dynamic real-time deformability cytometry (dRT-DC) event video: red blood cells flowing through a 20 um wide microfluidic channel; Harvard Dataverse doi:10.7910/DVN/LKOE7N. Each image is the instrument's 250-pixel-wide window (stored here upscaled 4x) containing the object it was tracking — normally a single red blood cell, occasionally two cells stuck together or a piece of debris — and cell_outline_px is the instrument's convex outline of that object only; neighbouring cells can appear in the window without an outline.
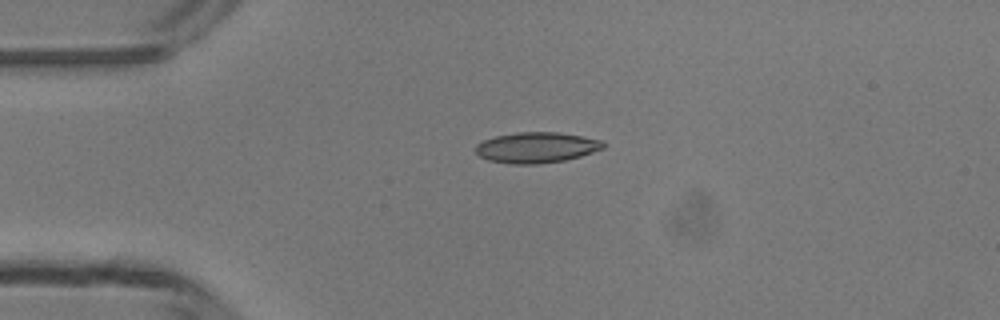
{"species": "common noctule bat (a hibernating species)", "species_latin": "Nyctalus noctula", "temperature_condition": "room temperature", "stored_images_in_passage": 2, "camera_frame_rate_fps": 3000, "um_per_image_px": 0.085, "animal": {"sex": "male", "body_mass_g": 13.3}, "frame": {"image": 1, "passage_image": 1, "time_ms": 0.0, "image_size_px": [1000, 320], "cell_outline_px": [[604, 148], [580, 156], [564, 160], [536, 164], [512, 164], [488, 160], [480, 156], [476, 152], [476, 144], [484, 140], [496, 136], [516, 132], [556, 132], [604, 140]], "centroid_in_image_um": [45.59, 12.53], "position_along_channel_um": 39.4, "area_um2": 22.66}}